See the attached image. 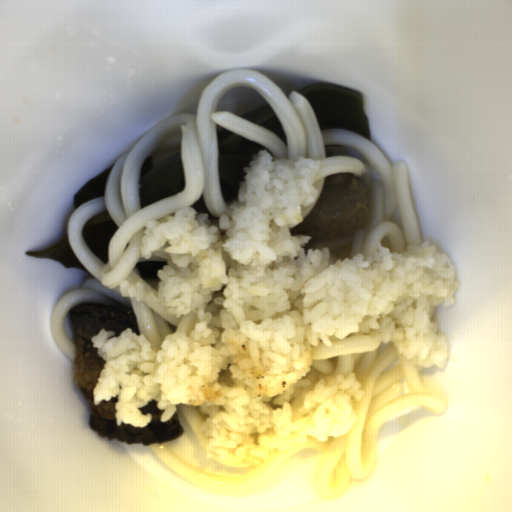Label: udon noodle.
<instances>
[{"label":"udon noodle","instance_id":"udon-noodle-2","mask_svg":"<svg viewBox=\"0 0 512 512\" xmlns=\"http://www.w3.org/2000/svg\"><path fill=\"white\" fill-rule=\"evenodd\" d=\"M332 347L321 340L311 350L310 381L325 376L354 374L364 390L354 400L356 422L342 437L318 441L308 436L305 444L276 450L269 461L235 463L206 454L207 435L200 431L207 419L194 404L175 405L184 433L167 442L149 444L157 457L190 483L222 494L248 492L268 480L300 450H314L318 465L314 494L333 499L353 480L373 474L383 426L416 407L444 414L448 401L441 391L427 387L421 366L408 360L392 343H382L368 332L350 333L343 339L330 337Z\"/></svg>","mask_w":512,"mask_h":512},{"label":"udon noodle","instance_id":"udon-noodle-1","mask_svg":"<svg viewBox=\"0 0 512 512\" xmlns=\"http://www.w3.org/2000/svg\"><path fill=\"white\" fill-rule=\"evenodd\" d=\"M269 103L286 132L288 146L269 129L237 116ZM226 129L263 144L272 161L308 157L318 160L319 170L313 187L314 203L300 207L305 219L324 186L325 178L336 173L357 174L369 192V222L354 233L309 241L304 252L329 248L332 257H367L379 248L406 252L422 246L409 187V168L402 161L391 163L379 147L366 136L341 128L321 130L310 102L298 90L287 96L282 88L263 73L249 68L231 69L215 77L202 91L196 114L171 115L145 132L132 150L118 158L105 182L103 196L76 207L66 226L67 241L92 277L79 288L66 292L50 313V335L55 346L75 365L77 348L68 314L78 303L111 305L133 311L139 333L156 351L168 335L189 334L195 329L198 312L175 318L161 307L157 279H141L137 263H168L164 242L150 259L141 257L140 243L146 223L190 209L200 196L215 218L225 215L235 199L226 201L220 175L218 130ZM182 151L186 184L177 195L141 209L138 180L145 159L152 156L153 167ZM114 220L119 229L112 235L109 257L101 263L83 240L82 230ZM144 283L140 301L121 296V281ZM76 366V365H75Z\"/></svg>","mask_w":512,"mask_h":512}]
</instances>
